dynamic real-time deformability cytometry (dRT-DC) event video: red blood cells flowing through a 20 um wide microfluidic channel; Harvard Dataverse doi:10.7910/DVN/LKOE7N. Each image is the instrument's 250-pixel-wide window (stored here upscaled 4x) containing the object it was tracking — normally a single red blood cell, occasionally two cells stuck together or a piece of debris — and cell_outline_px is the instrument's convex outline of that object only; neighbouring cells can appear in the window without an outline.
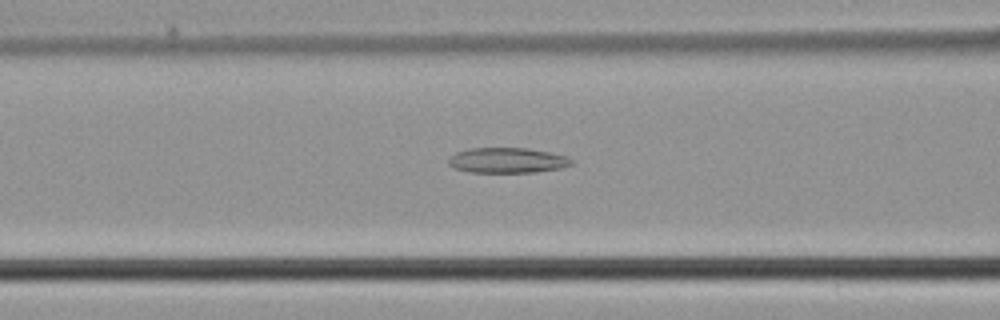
{"species": "common noctule bat (a hibernating species)", "species_latin": "Nyctalus noctula", "temperature_condition": "cold", "stored_images_in_passage": 44, "camera_frame_rate_fps": 3000, "um_per_image_px": 0.085, "animal": {"sex": "male", "body_mass_g": 21.5, "forearm_length_mm": 52.0}, "frame": {"image": 1, "passage_image": 15, "time_ms": 4.667, "image_size_px": [1000, 320], "cell_outline_px": [[572, 164], [560, 168], [536, 172], [472, 172], [456, 168], [448, 164], [448, 156], [456, 152], [472, 148], [528, 148], [548, 152], [564, 156], [572, 160]], "centroid_in_image_um": [43.08, 13.62], "position_along_channel_um": 123.5, "area_um2": 17.92}}
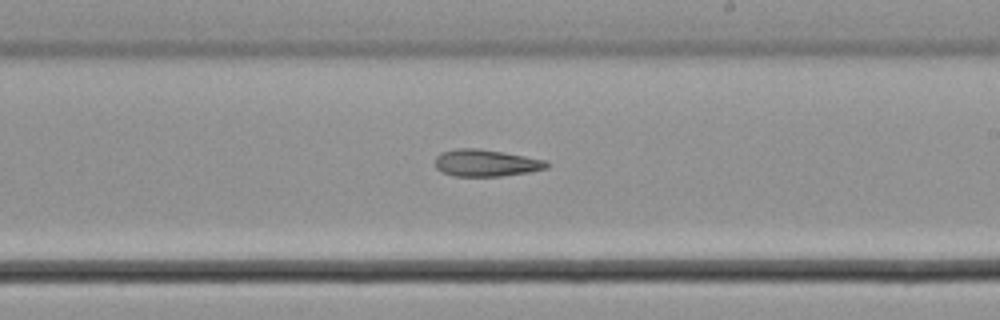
{"frame": {"image": 2, "passage_image": 24, "time_ms": 7.667, "image_size_px": [1000, 320], "cell_outline_px": [[552, 164], [548, 168], [528, 172], [500, 176], [452, 176], [440, 172], [436, 168], [436, 156], [440, 152], [456, 148], [480, 148], [504, 152], [544, 160]], "centroid_in_image_um": [41.28, 13.85], "position_along_channel_um": 247.7, "area_um2": 17.69}}
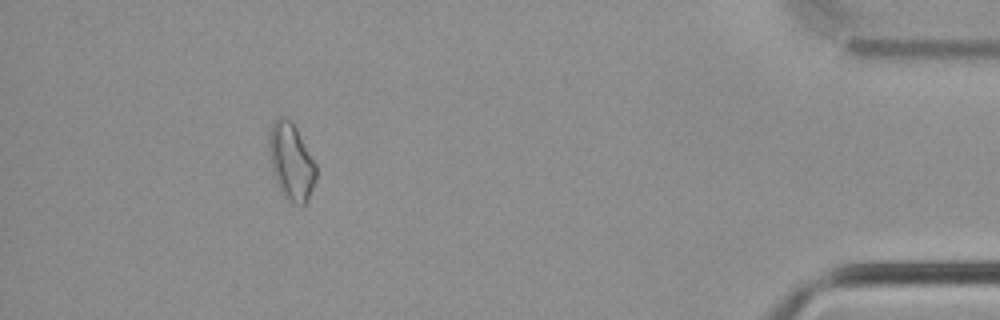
{"frame": {"image": 3, "passage_image": 40, "time_ms": 13.0, "image_size_px": [1000, 320], "cell_outline_px": [[316, 180], [308, 200], [304, 204], [292, 204], [280, 192], [272, 172], [268, 144], [268, 140], [272, 124], [280, 116], [284, 116], [296, 128], [316, 164]], "centroid_in_image_um": [24.75, 13.78], "position_along_channel_um": 410.5, "area_um2": 20.98}}